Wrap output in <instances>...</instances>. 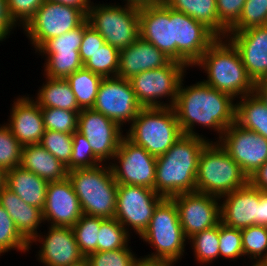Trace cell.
Instances as JSON below:
<instances>
[{"label": "cell", "mask_w": 267, "mask_h": 266, "mask_svg": "<svg viewBox=\"0 0 267 266\" xmlns=\"http://www.w3.org/2000/svg\"><path fill=\"white\" fill-rule=\"evenodd\" d=\"M77 131L86 137L93 153L106 164L112 161L125 136V130L117 122L92 108L79 112Z\"/></svg>", "instance_id": "obj_16"}, {"label": "cell", "mask_w": 267, "mask_h": 266, "mask_svg": "<svg viewBox=\"0 0 267 266\" xmlns=\"http://www.w3.org/2000/svg\"><path fill=\"white\" fill-rule=\"evenodd\" d=\"M171 199L177 206L179 221L187 239L221 222L220 198L217 196L195 191L178 194Z\"/></svg>", "instance_id": "obj_17"}, {"label": "cell", "mask_w": 267, "mask_h": 266, "mask_svg": "<svg viewBox=\"0 0 267 266\" xmlns=\"http://www.w3.org/2000/svg\"><path fill=\"white\" fill-rule=\"evenodd\" d=\"M73 149L70 158V163L66 167L68 171L76 168H92L96 167L103 162L93 153L89 142L86 137L78 131L74 132Z\"/></svg>", "instance_id": "obj_46"}, {"label": "cell", "mask_w": 267, "mask_h": 266, "mask_svg": "<svg viewBox=\"0 0 267 266\" xmlns=\"http://www.w3.org/2000/svg\"><path fill=\"white\" fill-rule=\"evenodd\" d=\"M207 77L204 83L234 99L250 95L255 83L249 77L238 50L227 38H217L192 66Z\"/></svg>", "instance_id": "obj_3"}, {"label": "cell", "mask_w": 267, "mask_h": 266, "mask_svg": "<svg viewBox=\"0 0 267 266\" xmlns=\"http://www.w3.org/2000/svg\"><path fill=\"white\" fill-rule=\"evenodd\" d=\"M259 225L267 226V193L259 190Z\"/></svg>", "instance_id": "obj_52"}, {"label": "cell", "mask_w": 267, "mask_h": 266, "mask_svg": "<svg viewBox=\"0 0 267 266\" xmlns=\"http://www.w3.org/2000/svg\"><path fill=\"white\" fill-rule=\"evenodd\" d=\"M220 258L236 261L244 259L241 230L219 223Z\"/></svg>", "instance_id": "obj_45"}, {"label": "cell", "mask_w": 267, "mask_h": 266, "mask_svg": "<svg viewBox=\"0 0 267 266\" xmlns=\"http://www.w3.org/2000/svg\"><path fill=\"white\" fill-rule=\"evenodd\" d=\"M120 51L108 43L96 50L83 67L103 78L117 76Z\"/></svg>", "instance_id": "obj_35"}, {"label": "cell", "mask_w": 267, "mask_h": 266, "mask_svg": "<svg viewBox=\"0 0 267 266\" xmlns=\"http://www.w3.org/2000/svg\"><path fill=\"white\" fill-rule=\"evenodd\" d=\"M73 91L80 109L94 106L98 89L103 77L82 67L66 78Z\"/></svg>", "instance_id": "obj_31"}, {"label": "cell", "mask_w": 267, "mask_h": 266, "mask_svg": "<svg viewBox=\"0 0 267 266\" xmlns=\"http://www.w3.org/2000/svg\"><path fill=\"white\" fill-rule=\"evenodd\" d=\"M188 69L171 60L166 66L143 71L129 79L138 104L142 108L173 107L180 82Z\"/></svg>", "instance_id": "obj_9"}, {"label": "cell", "mask_w": 267, "mask_h": 266, "mask_svg": "<svg viewBox=\"0 0 267 266\" xmlns=\"http://www.w3.org/2000/svg\"><path fill=\"white\" fill-rule=\"evenodd\" d=\"M171 9L185 13L209 28L218 38H226L228 30L219 22L216 0H163Z\"/></svg>", "instance_id": "obj_28"}, {"label": "cell", "mask_w": 267, "mask_h": 266, "mask_svg": "<svg viewBox=\"0 0 267 266\" xmlns=\"http://www.w3.org/2000/svg\"><path fill=\"white\" fill-rule=\"evenodd\" d=\"M154 252L140 256L148 261L179 262L184 258L188 239L179 221L176 204L164 198L155 208L147 229L139 237Z\"/></svg>", "instance_id": "obj_4"}, {"label": "cell", "mask_w": 267, "mask_h": 266, "mask_svg": "<svg viewBox=\"0 0 267 266\" xmlns=\"http://www.w3.org/2000/svg\"><path fill=\"white\" fill-rule=\"evenodd\" d=\"M175 264L176 262L172 261H148L141 258L136 266H174Z\"/></svg>", "instance_id": "obj_56"}, {"label": "cell", "mask_w": 267, "mask_h": 266, "mask_svg": "<svg viewBox=\"0 0 267 266\" xmlns=\"http://www.w3.org/2000/svg\"><path fill=\"white\" fill-rule=\"evenodd\" d=\"M92 109L117 122L125 130L124 126L133 122L142 107L130 81L115 76L103 78Z\"/></svg>", "instance_id": "obj_14"}, {"label": "cell", "mask_w": 267, "mask_h": 266, "mask_svg": "<svg viewBox=\"0 0 267 266\" xmlns=\"http://www.w3.org/2000/svg\"><path fill=\"white\" fill-rule=\"evenodd\" d=\"M131 235L115 218H102L97 241V252L125 248Z\"/></svg>", "instance_id": "obj_33"}, {"label": "cell", "mask_w": 267, "mask_h": 266, "mask_svg": "<svg viewBox=\"0 0 267 266\" xmlns=\"http://www.w3.org/2000/svg\"><path fill=\"white\" fill-rule=\"evenodd\" d=\"M219 243V224L190 237L188 245L194 254L195 264L207 266L220 259Z\"/></svg>", "instance_id": "obj_32"}, {"label": "cell", "mask_w": 267, "mask_h": 266, "mask_svg": "<svg viewBox=\"0 0 267 266\" xmlns=\"http://www.w3.org/2000/svg\"><path fill=\"white\" fill-rule=\"evenodd\" d=\"M0 205L8 212L17 230L28 242L45 225L42 209L26 204L6 186L0 191Z\"/></svg>", "instance_id": "obj_25"}, {"label": "cell", "mask_w": 267, "mask_h": 266, "mask_svg": "<svg viewBox=\"0 0 267 266\" xmlns=\"http://www.w3.org/2000/svg\"><path fill=\"white\" fill-rule=\"evenodd\" d=\"M20 166L48 182L61 181L68 176L66 166L40 144L22 147Z\"/></svg>", "instance_id": "obj_27"}, {"label": "cell", "mask_w": 267, "mask_h": 266, "mask_svg": "<svg viewBox=\"0 0 267 266\" xmlns=\"http://www.w3.org/2000/svg\"><path fill=\"white\" fill-rule=\"evenodd\" d=\"M48 2H58L63 5L74 6L81 9L86 15L90 7L91 0H45Z\"/></svg>", "instance_id": "obj_53"}, {"label": "cell", "mask_w": 267, "mask_h": 266, "mask_svg": "<svg viewBox=\"0 0 267 266\" xmlns=\"http://www.w3.org/2000/svg\"><path fill=\"white\" fill-rule=\"evenodd\" d=\"M170 61L153 44L139 37L130 46L120 50L117 77L129 80L143 71L166 66Z\"/></svg>", "instance_id": "obj_24"}, {"label": "cell", "mask_w": 267, "mask_h": 266, "mask_svg": "<svg viewBox=\"0 0 267 266\" xmlns=\"http://www.w3.org/2000/svg\"><path fill=\"white\" fill-rule=\"evenodd\" d=\"M101 226V217L82 215L80 219L72 226L77 245L84 256L97 252V241L99 229Z\"/></svg>", "instance_id": "obj_38"}, {"label": "cell", "mask_w": 267, "mask_h": 266, "mask_svg": "<svg viewBox=\"0 0 267 266\" xmlns=\"http://www.w3.org/2000/svg\"><path fill=\"white\" fill-rule=\"evenodd\" d=\"M67 177L72 183L84 215L114 218L118 184L109 164L76 168L68 171Z\"/></svg>", "instance_id": "obj_5"}, {"label": "cell", "mask_w": 267, "mask_h": 266, "mask_svg": "<svg viewBox=\"0 0 267 266\" xmlns=\"http://www.w3.org/2000/svg\"><path fill=\"white\" fill-rule=\"evenodd\" d=\"M249 183L267 193V161L249 178Z\"/></svg>", "instance_id": "obj_51"}, {"label": "cell", "mask_w": 267, "mask_h": 266, "mask_svg": "<svg viewBox=\"0 0 267 266\" xmlns=\"http://www.w3.org/2000/svg\"><path fill=\"white\" fill-rule=\"evenodd\" d=\"M218 142L248 178L267 161V139L236 122L224 130Z\"/></svg>", "instance_id": "obj_15"}, {"label": "cell", "mask_w": 267, "mask_h": 266, "mask_svg": "<svg viewBox=\"0 0 267 266\" xmlns=\"http://www.w3.org/2000/svg\"><path fill=\"white\" fill-rule=\"evenodd\" d=\"M246 0H216L219 22L229 30L242 13Z\"/></svg>", "instance_id": "obj_48"}, {"label": "cell", "mask_w": 267, "mask_h": 266, "mask_svg": "<svg viewBox=\"0 0 267 266\" xmlns=\"http://www.w3.org/2000/svg\"><path fill=\"white\" fill-rule=\"evenodd\" d=\"M164 199L148 187L120 184L114 218L133 236L147 229L157 205Z\"/></svg>", "instance_id": "obj_11"}, {"label": "cell", "mask_w": 267, "mask_h": 266, "mask_svg": "<svg viewBox=\"0 0 267 266\" xmlns=\"http://www.w3.org/2000/svg\"><path fill=\"white\" fill-rule=\"evenodd\" d=\"M45 130L73 134L77 131L80 111L58 108H41Z\"/></svg>", "instance_id": "obj_41"}, {"label": "cell", "mask_w": 267, "mask_h": 266, "mask_svg": "<svg viewBox=\"0 0 267 266\" xmlns=\"http://www.w3.org/2000/svg\"><path fill=\"white\" fill-rule=\"evenodd\" d=\"M45 0H7L10 16L21 27L20 30L35 15Z\"/></svg>", "instance_id": "obj_47"}, {"label": "cell", "mask_w": 267, "mask_h": 266, "mask_svg": "<svg viewBox=\"0 0 267 266\" xmlns=\"http://www.w3.org/2000/svg\"><path fill=\"white\" fill-rule=\"evenodd\" d=\"M249 266H267V262L266 261L251 262V265Z\"/></svg>", "instance_id": "obj_59"}, {"label": "cell", "mask_w": 267, "mask_h": 266, "mask_svg": "<svg viewBox=\"0 0 267 266\" xmlns=\"http://www.w3.org/2000/svg\"><path fill=\"white\" fill-rule=\"evenodd\" d=\"M84 34V22L60 36L47 40L36 52L38 55H66L79 54L82 37Z\"/></svg>", "instance_id": "obj_34"}, {"label": "cell", "mask_w": 267, "mask_h": 266, "mask_svg": "<svg viewBox=\"0 0 267 266\" xmlns=\"http://www.w3.org/2000/svg\"><path fill=\"white\" fill-rule=\"evenodd\" d=\"M44 57L42 74L48 78L66 79L83 67L80 54L40 55Z\"/></svg>", "instance_id": "obj_39"}, {"label": "cell", "mask_w": 267, "mask_h": 266, "mask_svg": "<svg viewBox=\"0 0 267 266\" xmlns=\"http://www.w3.org/2000/svg\"><path fill=\"white\" fill-rule=\"evenodd\" d=\"M253 93L267 106V81L256 82Z\"/></svg>", "instance_id": "obj_54"}, {"label": "cell", "mask_w": 267, "mask_h": 266, "mask_svg": "<svg viewBox=\"0 0 267 266\" xmlns=\"http://www.w3.org/2000/svg\"><path fill=\"white\" fill-rule=\"evenodd\" d=\"M29 95L15 97L4 123L22 146L39 144L45 132L41 107Z\"/></svg>", "instance_id": "obj_21"}, {"label": "cell", "mask_w": 267, "mask_h": 266, "mask_svg": "<svg viewBox=\"0 0 267 266\" xmlns=\"http://www.w3.org/2000/svg\"><path fill=\"white\" fill-rule=\"evenodd\" d=\"M22 145L5 124H0V167L7 172L20 166Z\"/></svg>", "instance_id": "obj_43"}, {"label": "cell", "mask_w": 267, "mask_h": 266, "mask_svg": "<svg viewBox=\"0 0 267 266\" xmlns=\"http://www.w3.org/2000/svg\"><path fill=\"white\" fill-rule=\"evenodd\" d=\"M182 78L173 109L184 135L206 138L196 127L215 132L218 141L231 124L235 122L236 99L212 88L202 80L189 86ZM217 132V133H216Z\"/></svg>", "instance_id": "obj_1"}, {"label": "cell", "mask_w": 267, "mask_h": 266, "mask_svg": "<svg viewBox=\"0 0 267 266\" xmlns=\"http://www.w3.org/2000/svg\"><path fill=\"white\" fill-rule=\"evenodd\" d=\"M226 38L238 50L253 82L267 81V25L228 31Z\"/></svg>", "instance_id": "obj_19"}, {"label": "cell", "mask_w": 267, "mask_h": 266, "mask_svg": "<svg viewBox=\"0 0 267 266\" xmlns=\"http://www.w3.org/2000/svg\"><path fill=\"white\" fill-rule=\"evenodd\" d=\"M19 26L10 16L7 0H0V44L7 40ZM13 31V32H12Z\"/></svg>", "instance_id": "obj_50"}, {"label": "cell", "mask_w": 267, "mask_h": 266, "mask_svg": "<svg viewBox=\"0 0 267 266\" xmlns=\"http://www.w3.org/2000/svg\"><path fill=\"white\" fill-rule=\"evenodd\" d=\"M42 211L44 222L49 226L72 227L80 219L83 213L68 177L48 183Z\"/></svg>", "instance_id": "obj_20"}, {"label": "cell", "mask_w": 267, "mask_h": 266, "mask_svg": "<svg viewBox=\"0 0 267 266\" xmlns=\"http://www.w3.org/2000/svg\"><path fill=\"white\" fill-rule=\"evenodd\" d=\"M140 38L153 44L173 61V21L164 2L139 8Z\"/></svg>", "instance_id": "obj_23"}, {"label": "cell", "mask_w": 267, "mask_h": 266, "mask_svg": "<svg viewBox=\"0 0 267 266\" xmlns=\"http://www.w3.org/2000/svg\"><path fill=\"white\" fill-rule=\"evenodd\" d=\"M105 44L104 38L89 25L87 19L84 21V34L79 49V54L82 62L84 63L92 54Z\"/></svg>", "instance_id": "obj_49"}, {"label": "cell", "mask_w": 267, "mask_h": 266, "mask_svg": "<svg viewBox=\"0 0 267 266\" xmlns=\"http://www.w3.org/2000/svg\"><path fill=\"white\" fill-rule=\"evenodd\" d=\"M221 223L244 229L259 225V189L249 182L241 188L220 197Z\"/></svg>", "instance_id": "obj_22"}, {"label": "cell", "mask_w": 267, "mask_h": 266, "mask_svg": "<svg viewBox=\"0 0 267 266\" xmlns=\"http://www.w3.org/2000/svg\"><path fill=\"white\" fill-rule=\"evenodd\" d=\"M125 136L151 155L165 154L184 134L172 107L142 108Z\"/></svg>", "instance_id": "obj_7"}, {"label": "cell", "mask_w": 267, "mask_h": 266, "mask_svg": "<svg viewBox=\"0 0 267 266\" xmlns=\"http://www.w3.org/2000/svg\"><path fill=\"white\" fill-rule=\"evenodd\" d=\"M212 138L183 135L163 155L156 157L155 191L164 198L195 192L198 159Z\"/></svg>", "instance_id": "obj_2"}, {"label": "cell", "mask_w": 267, "mask_h": 266, "mask_svg": "<svg viewBox=\"0 0 267 266\" xmlns=\"http://www.w3.org/2000/svg\"><path fill=\"white\" fill-rule=\"evenodd\" d=\"M43 77L45 82L37 90L36 96L31 95L41 108L81 111L66 79Z\"/></svg>", "instance_id": "obj_29"}, {"label": "cell", "mask_w": 267, "mask_h": 266, "mask_svg": "<svg viewBox=\"0 0 267 266\" xmlns=\"http://www.w3.org/2000/svg\"><path fill=\"white\" fill-rule=\"evenodd\" d=\"M29 252V242L17 230L8 212L0 205V257L11 251Z\"/></svg>", "instance_id": "obj_37"}, {"label": "cell", "mask_w": 267, "mask_h": 266, "mask_svg": "<svg viewBox=\"0 0 267 266\" xmlns=\"http://www.w3.org/2000/svg\"><path fill=\"white\" fill-rule=\"evenodd\" d=\"M244 258L250 262L267 261V226L252 225L241 229Z\"/></svg>", "instance_id": "obj_36"}, {"label": "cell", "mask_w": 267, "mask_h": 266, "mask_svg": "<svg viewBox=\"0 0 267 266\" xmlns=\"http://www.w3.org/2000/svg\"><path fill=\"white\" fill-rule=\"evenodd\" d=\"M6 184V172L0 167V191L5 187Z\"/></svg>", "instance_id": "obj_57"}, {"label": "cell", "mask_w": 267, "mask_h": 266, "mask_svg": "<svg viewBox=\"0 0 267 266\" xmlns=\"http://www.w3.org/2000/svg\"><path fill=\"white\" fill-rule=\"evenodd\" d=\"M118 185H134L155 190L156 157L126 136L109 163Z\"/></svg>", "instance_id": "obj_12"}, {"label": "cell", "mask_w": 267, "mask_h": 266, "mask_svg": "<svg viewBox=\"0 0 267 266\" xmlns=\"http://www.w3.org/2000/svg\"><path fill=\"white\" fill-rule=\"evenodd\" d=\"M130 244L125 248L90 253L86 258L90 266H136L141 257L132 251Z\"/></svg>", "instance_id": "obj_42"}, {"label": "cell", "mask_w": 267, "mask_h": 266, "mask_svg": "<svg viewBox=\"0 0 267 266\" xmlns=\"http://www.w3.org/2000/svg\"><path fill=\"white\" fill-rule=\"evenodd\" d=\"M69 266H90V263H89L88 259L85 257L82 260H80L74 264H71Z\"/></svg>", "instance_id": "obj_58"}, {"label": "cell", "mask_w": 267, "mask_h": 266, "mask_svg": "<svg viewBox=\"0 0 267 266\" xmlns=\"http://www.w3.org/2000/svg\"><path fill=\"white\" fill-rule=\"evenodd\" d=\"M249 178L218 141H209L198 159L196 192L217 197L244 187Z\"/></svg>", "instance_id": "obj_6"}, {"label": "cell", "mask_w": 267, "mask_h": 266, "mask_svg": "<svg viewBox=\"0 0 267 266\" xmlns=\"http://www.w3.org/2000/svg\"><path fill=\"white\" fill-rule=\"evenodd\" d=\"M267 25V0H246L239 20L228 31Z\"/></svg>", "instance_id": "obj_44"}, {"label": "cell", "mask_w": 267, "mask_h": 266, "mask_svg": "<svg viewBox=\"0 0 267 266\" xmlns=\"http://www.w3.org/2000/svg\"><path fill=\"white\" fill-rule=\"evenodd\" d=\"M235 122L267 139V106L254 93L236 99Z\"/></svg>", "instance_id": "obj_30"}, {"label": "cell", "mask_w": 267, "mask_h": 266, "mask_svg": "<svg viewBox=\"0 0 267 266\" xmlns=\"http://www.w3.org/2000/svg\"><path fill=\"white\" fill-rule=\"evenodd\" d=\"M73 134L45 130L40 145L66 167L70 163L73 149Z\"/></svg>", "instance_id": "obj_40"}, {"label": "cell", "mask_w": 267, "mask_h": 266, "mask_svg": "<svg viewBox=\"0 0 267 266\" xmlns=\"http://www.w3.org/2000/svg\"><path fill=\"white\" fill-rule=\"evenodd\" d=\"M161 2H163V0H123L121 3L137 8H142L157 5Z\"/></svg>", "instance_id": "obj_55"}, {"label": "cell", "mask_w": 267, "mask_h": 266, "mask_svg": "<svg viewBox=\"0 0 267 266\" xmlns=\"http://www.w3.org/2000/svg\"><path fill=\"white\" fill-rule=\"evenodd\" d=\"M47 228L48 231H44L47 233L40 231L29 242V251L33 244L39 245L35 256L40 265L69 266L85 258L77 245L72 227L47 225Z\"/></svg>", "instance_id": "obj_18"}, {"label": "cell", "mask_w": 267, "mask_h": 266, "mask_svg": "<svg viewBox=\"0 0 267 266\" xmlns=\"http://www.w3.org/2000/svg\"><path fill=\"white\" fill-rule=\"evenodd\" d=\"M86 19L87 15L79 8L44 1L22 32L36 52L47 40L80 26Z\"/></svg>", "instance_id": "obj_10"}, {"label": "cell", "mask_w": 267, "mask_h": 266, "mask_svg": "<svg viewBox=\"0 0 267 266\" xmlns=\"http://www.w3.org/2000/svg\"><path fill=\"white\" fill-rule=\"evenodd\" d=\"M171 21H173V61L180 62L190 69L218 37L204 24L173 9H171Z\"/></svg>", "instance_id": "obj_13"}, {"label": "cell", "mask_w": 267, "mask_h": 266, "mask_svg": "<svg viewBox=\"0 0 267 266\" xmlns=\"http://www.w3.org/2000/svg\"><path fill=\"white\" fill-rule=\"evenodd\" d=\"M48 181L33 172L16 166L6 172L5 186L26 204L43 210Z\"/></svg>", "instance_id": "obj_26"}, {"label": "cell", "mask_w": 267, "mask_h": 266, "mask_svg": "<svg viewBox=\"0 0 267 266\" xmlns=\"http://www.w3.org/2000/svg\"><path fill=\"white\" fill-rule=\"evenodd\" d=\"M87 21L104 38L105 43L122 50L139 37V8L122 3L91 1Z\"/></svg>", "instance_id": "obj_8"}]
</instances>
